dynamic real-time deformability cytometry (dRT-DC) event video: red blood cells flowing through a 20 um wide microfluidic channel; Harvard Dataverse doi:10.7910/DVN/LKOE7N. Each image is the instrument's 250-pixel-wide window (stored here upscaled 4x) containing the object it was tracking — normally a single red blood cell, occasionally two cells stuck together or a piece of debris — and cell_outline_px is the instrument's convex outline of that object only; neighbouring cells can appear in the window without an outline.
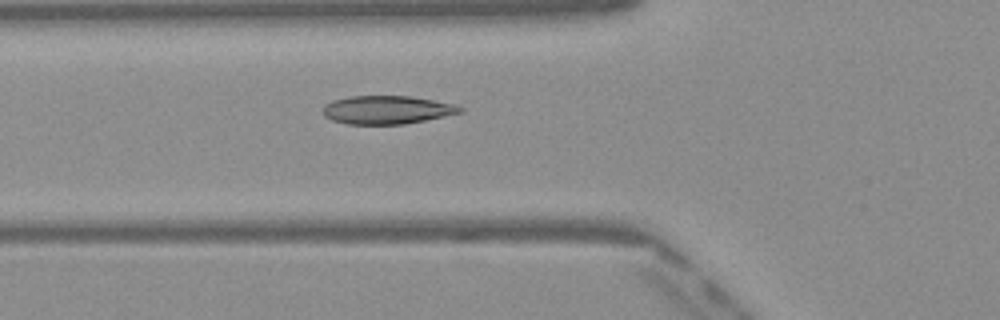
{"species": "Egyptian fruit bat (a non-hibernating species)", "species_latin": "Rousettus aegyptiacus", "temperature_condition": "warm", "stored_images_in_passage": 33, "camera_frame_rate_fps": 3000, "um_per_image_px": 0.085, "frame": {"image": 1, "passage_image": 4, "time_ms": 1.0, "image_size_px": [1000, 320], "cell_outline_px": [[464, 112], [404, 124], [348, 124], [332, 120], [324, 116], [324, 104], [332, 100], [352, 96], [412, 96], [456, 104], [464, 108]], "centroid_in_image_um": [32.91, 9.33], "position_along_channel_um": 92.9, "area_um2": 22.66}}
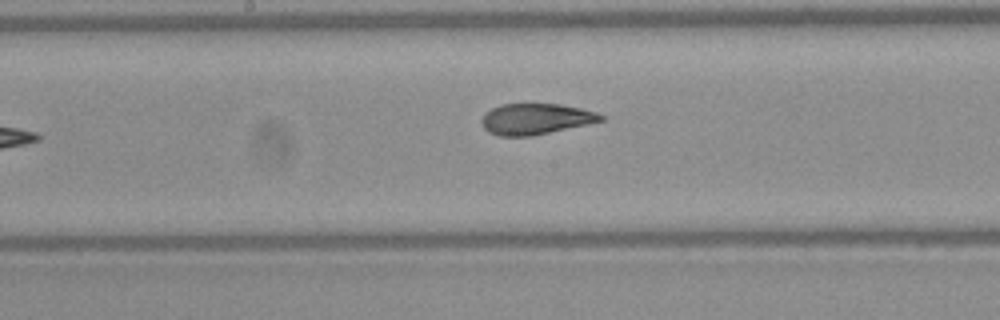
{"frame": {"image": 2, "passage_image": 12, "time_ms": 3.667, "image_size_px": [1000, 320], "cell_outline_px": [[604, 120], [532, 136], [500, 136], [488, 132], [484, 128], [480, 120], [492, 108], [500, 104], [560, 104], [580, 108], [596, 112], [604, 116]], "centroid_in_image_um": [45.51, 10.11], "position_along_channel_um": 202.7, "area_um2": 21.27}}
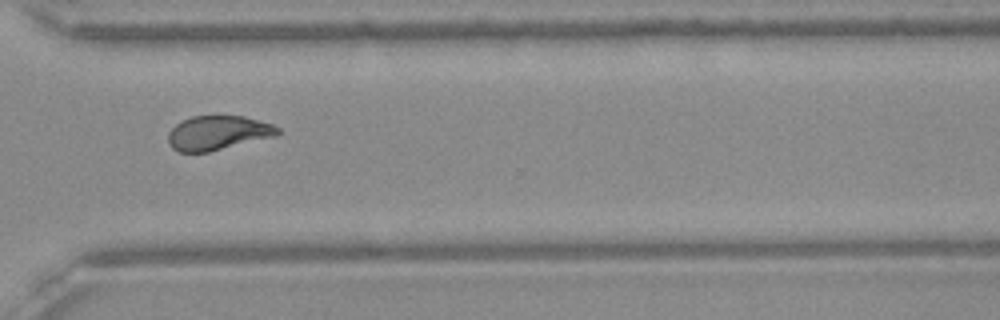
{"frame": {"image": 3, "passage_image": 23, "time_ms": 7.333, "image_size_px": [1000, 320], "cell_outline_px": [[280, 132], [276, 136], [208, 152], [180, 152], [172, 148], [168, 144], [168, 132], [180, 120], [192, 116], [244, 116], [272, 124], [280, 128]], "centroid_in_image_um": [18.5, 11.29], "position_along_channel_um": 352.1, "area_um2": 21.96}, "authors_computed_cell_mechanics": {"area_um2": 22.0218, "velocity_mm_per_s": 4.091, "shape_relaxation_time_tau1_ms": 6.9718, "shape_relaxation_time_tau2_ms": 1.5949, "deformation_change_tau1": 0.2001, "deformation_change_tau2": 0.0725}}